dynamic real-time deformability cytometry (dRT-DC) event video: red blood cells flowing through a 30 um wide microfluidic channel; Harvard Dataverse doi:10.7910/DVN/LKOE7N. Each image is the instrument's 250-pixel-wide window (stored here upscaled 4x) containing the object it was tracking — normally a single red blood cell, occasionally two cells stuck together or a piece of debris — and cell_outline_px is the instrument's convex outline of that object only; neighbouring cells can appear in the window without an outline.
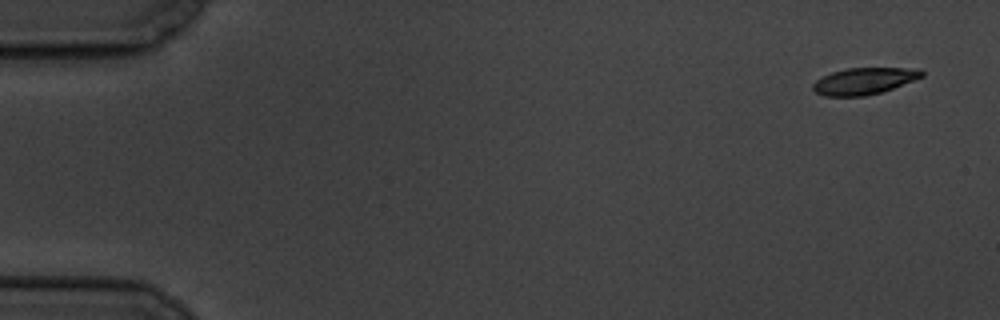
{"species": "common noctule bat (a hibernating species)", "species_latin": "Nyctalus noctula", "temperature_condition": "cold", "stored_images_in_passage": 9, "camera_frame_rate_fps": 3000, "um_per_image_px": 0.085, "animal": {"sex": "male", "body_mass_g": 19.5, "forearm_length_mm": 54.6}, "frame": {"image": 1, "passage_image": 1, "time_ms": 0.0, "image_size_px": [1000, 320], "cell_outline_px": [[924, 76], [892, 88], [880, 92], [864, 96], [824, 96], [816, 92], [812, 88], [812, 84], [816, 80], [832, 72], [848, 68], [920, 68], [924, 72]], "centroid_in_image_um": [73.45, 6.88], "position_along_channel_um": 11.6, "area_um2": 16.76}}
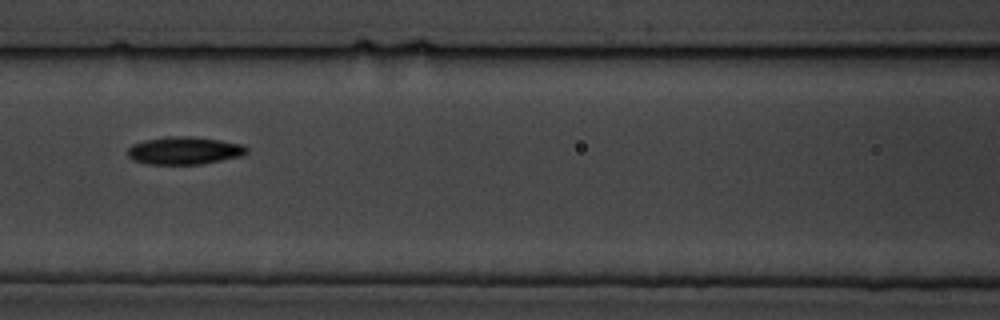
{"frame": {"image": 2, "passage_image": 7, "time_ms": 8.0, "image_size_px": [1000, 320], "cell_outline_px": [[248, 152], [244, 156], [200, 164], [148, 164], [132, 160], [128, 156], [128, 148], [132, 144], [144, 140], [168, 136], [192, 136], [220, 140], [244, 144], [248, 148]], "centroid_in_image_um": [15.7, 12.79], "position_along_channel_um": 150.9, "area_um2": 19.42}}
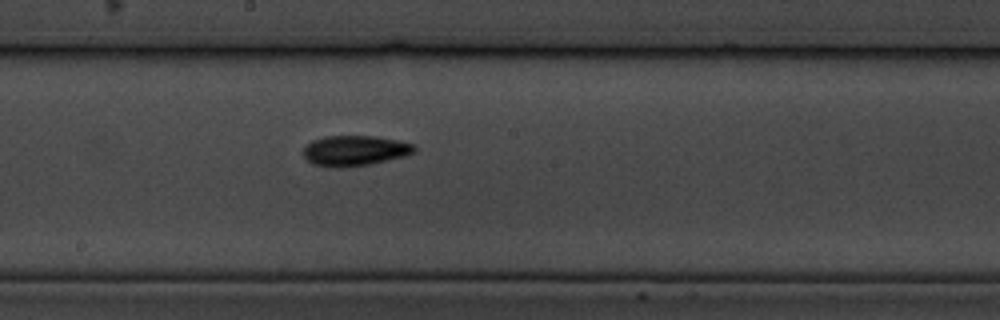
{"frame": {"image": 3, "passage_image": 9, "time_ms": 10.0, "image_size_px": [1000, 320], "cell_outline_px": [[416, 152], [404, 156], [368, 164], [340, 168], [336, 168], [312, 164], [304, 156], [304, 148], [312, 140], [324, 136], [376, 136], [396, 140], [412, 144], [416, 148]], "centroid_in_image_um": [30.14, 12.8], "position_along_channel_um": 218.1, "area_um2": 19.48}}